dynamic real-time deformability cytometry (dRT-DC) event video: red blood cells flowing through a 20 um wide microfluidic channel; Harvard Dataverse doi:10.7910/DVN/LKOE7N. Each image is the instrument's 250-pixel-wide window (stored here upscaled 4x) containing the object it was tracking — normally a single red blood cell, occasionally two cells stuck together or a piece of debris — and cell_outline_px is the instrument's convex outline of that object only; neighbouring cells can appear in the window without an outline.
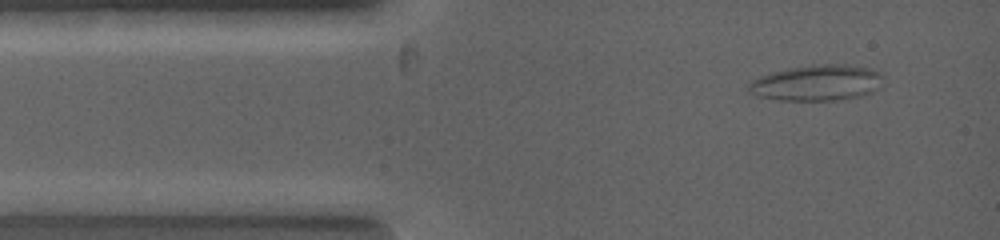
{"species": "common noctule bat (a hibernating species)", "species_latin": "Nyctalus noctula", "temperature_condition": "warm", "stored_images_in_passage": 16, "camera_frame_rate_fps": 5000, "um_per_image_px": 0.085, "animal": {"sex": "female", "body_mass_g": 19.0, "forearm_length_mm": 53.3}, "frame": {"image": 1, "passage_image": 3, "time_ms": 0.6, "image_size_px": [1000, 240], "cell_outline_px": [[884, 76], [876, 88], [860, 96], [836, 100], [780, 100], [756, 96], [748, 92], [748, 88], [752, 80], [776, 72], [792, 68], [820, 64], [844, 64], [868, 68]], "centroid_in_image_um": [69.41, 7.05], "position_along_channel_um": 15.6, "area_um2": 27.34}}
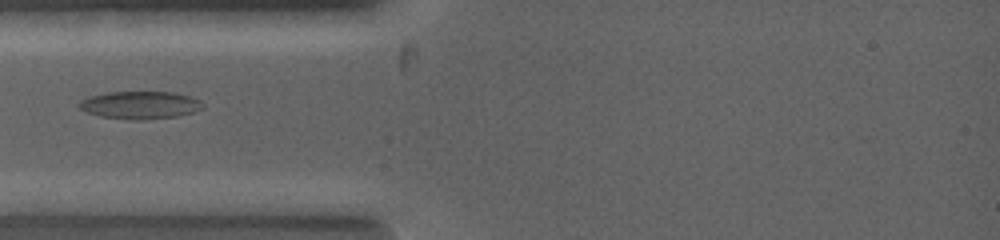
{"frame": {"image": 2, "passage_image": 10, "time_ms": 2.4, "image_size_px": [1000, 240], "cell_outline_px": [[204, 108], [192, 112], [176, 116], [144, 120], [132, 120], [100, 116], [88, 112], [80, 108], [80, 104], [84, 100], [92, 96], [108, 92], [172, 92], [188, 96], [200, 100], [204, 104]], "centroid_in_image_um": [11.97, 8.93], "position_along_channel_um": 73.0, "area_um2": 19.59}}